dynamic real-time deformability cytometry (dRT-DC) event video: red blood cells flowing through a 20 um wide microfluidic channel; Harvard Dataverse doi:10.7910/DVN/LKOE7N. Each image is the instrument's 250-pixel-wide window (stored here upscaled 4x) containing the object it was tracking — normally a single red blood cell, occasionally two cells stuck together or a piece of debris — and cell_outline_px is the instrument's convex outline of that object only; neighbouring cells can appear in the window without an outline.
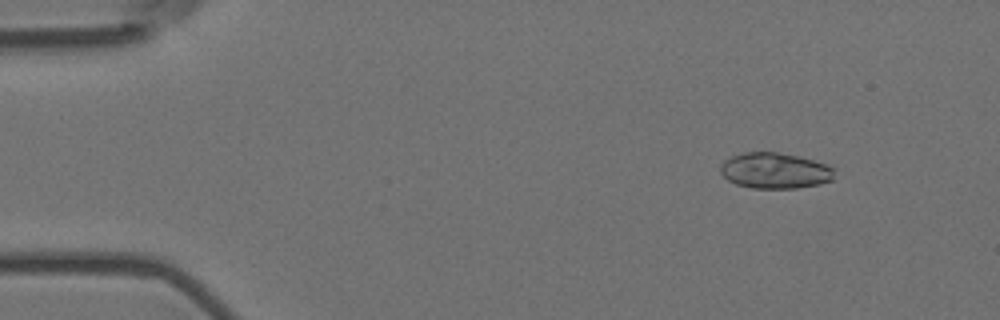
{"species": "Egyptian fruit bat (a non-hibernating species)", "species_latin": "Rousettus aegyptiacus", "temperature_condition": "room temperature", "stored_images_in_passage": 5, "camera_frame_rate_fps": 3000, "um_per_image_px": 0.085, "animal": {"sex": "female"}, "frame": {"image": 1, "passage_image": 2, "time_ms": 0.333, "image_size_px": [1000, 320], "cell_outline_px": [[836, 168], [832, 180], [820, 184], [796, 188], [752, 188], [736, 184], [728, 180], [720, 172], [720, 164], [724, 160], [732, 156], [744, 152], [776, 152], [796, 156], [828, 164]], "centroid_in_image_um": [65.88, 14.51], "position_along_channel_um": 19.1, "area_um2": 23.87}}
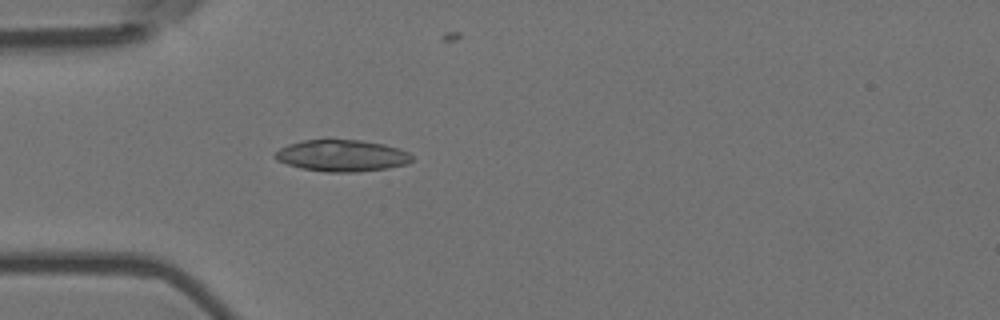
{"frame": {"image": 2, "passage_image": 5, "time_ms": 1.333, "image_size_px": [1000, 320], "cell_outline_px": [[412, 160], [404, 164], [388, 168], [356, 172], [328, 172], [300, 168], [276, 160], [272, 156], [280, 148], [288, 144], [304, 140], [360, 140], [384, 144], [400, 148], [408, 152], [412, 156]], "centroid_in_image_um": [29.05, 13.23], "position_along_channel_um": 56.0, "area_um2": 25.14}}